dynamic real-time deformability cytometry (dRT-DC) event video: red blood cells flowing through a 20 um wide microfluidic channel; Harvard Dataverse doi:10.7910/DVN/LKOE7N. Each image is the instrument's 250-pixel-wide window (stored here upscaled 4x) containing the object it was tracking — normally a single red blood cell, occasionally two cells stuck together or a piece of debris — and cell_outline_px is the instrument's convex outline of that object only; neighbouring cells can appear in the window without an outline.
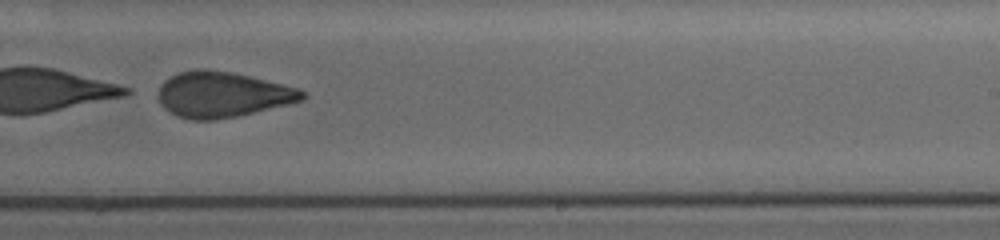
{"species": "human", "species_latin": "Homo sapiens", "temperature_condition": "cold", "stored_images_in_passage": 57, "camera_frame_rate_fps": 3000, "um_per_image_px": 0.085, "donor": {"sex": "female"}, "frame": {"image": 1, "passage_image": 41, "time_ms": 13.333, "image_size_px": [1000, 240], "cell_outline_px": [[304, 96], [300, 100], [236, 116], [216, 120], [192, 120], [176, 116], [164, 108], [160, 104], [160, 84], [164, 80], [180, 72], [200, 68], [204, 68], [232, 72], [300, 88], [304, 92]], "centroid_in_image_um": [18.85, 8.03], "position_along_channel_um": 270.2, "area_um2": 37.74}}